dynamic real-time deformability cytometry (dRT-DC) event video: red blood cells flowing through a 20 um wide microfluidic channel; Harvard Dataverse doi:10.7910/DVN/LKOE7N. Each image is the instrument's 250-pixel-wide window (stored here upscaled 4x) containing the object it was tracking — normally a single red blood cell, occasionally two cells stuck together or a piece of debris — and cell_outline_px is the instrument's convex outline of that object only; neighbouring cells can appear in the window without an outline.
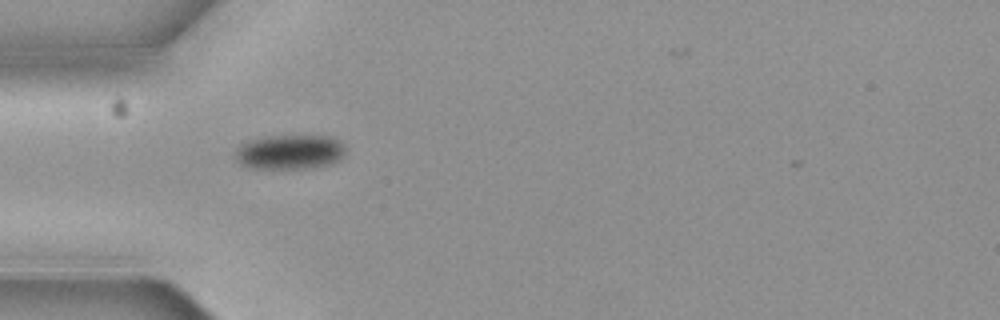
{"species": "common noctule bat (a hibernating species)", "species_latin": "Nyctalus noctula", "temperature_condition": "cold", "stored_images_in_passage": 2, "camera_frame_rate_fps": 3000, "um_per_image_px": 0.085, "animal": {"sex": "female", "body_mass_g": 19.3, "forearm_length_mm": 54.1}, "frame": {"image": 1, "passage_image": 1, "time_ms": 0.0, "image_size_px": [1000, 320], "cell_outline_px": [[344, 156], [340, 160], [332, 164], [300, 168], [256, 168], [240, 164], [236, 156], [236, 148], [244, 140], [260, 136], [332, 136], [340, 140], [344, 144]], "centroid_in_image_um": [24.63, 12.89], "position_along_channel_um": 60.4, "area_um2": 22.43}}
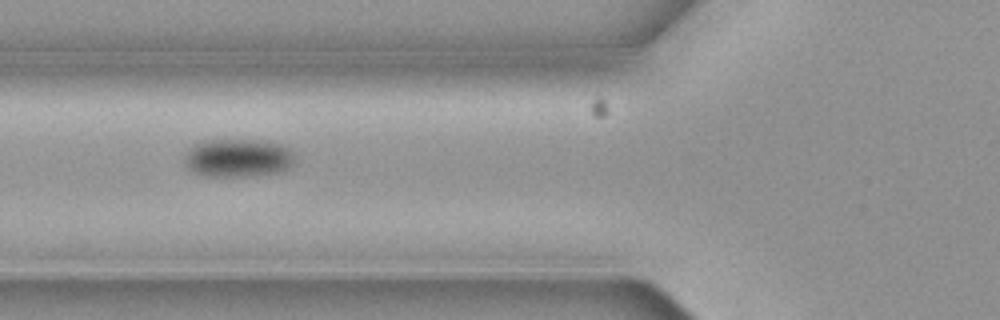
{"frame": {"image": 2, "passage_image": 2, "time_ms": 0.333, "image_size_px": [1000, 320], "cell_outline_px": [[296, 164], [284, 172], [256, 176], [204, 176], [192, 172], [184, 164], [184, 156], [188, 148], [204, 140], [268, 140], [280, 144], [288, 148], [296, 156]], "centroid_in_image_um": [20.28, 13.44], "position_along_channel_um": 105.5, "area_um2": 25.37}}